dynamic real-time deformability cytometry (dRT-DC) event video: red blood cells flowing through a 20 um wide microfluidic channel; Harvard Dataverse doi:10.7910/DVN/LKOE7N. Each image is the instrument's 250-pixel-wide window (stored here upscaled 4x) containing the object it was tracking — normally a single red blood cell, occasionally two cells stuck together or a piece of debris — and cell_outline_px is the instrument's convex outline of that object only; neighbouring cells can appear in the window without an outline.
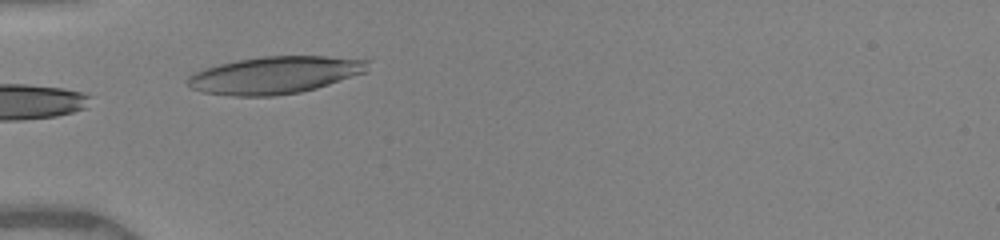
{"species": "human", "species_latin": "Homo sapiens", "temperature_condition": "warm", "stored_images_in_passage": 23, "camera_frame_rate_fps": 3000, "um_per_image_px": 0.085, "donor": {"sex": "female"}, "frame": {"image": 1, "passage_image": 1, "time_ms": 0.0, "image_size_px": [1000, 240], "cell_outline_px": [[368, 72], [316, 88], [300, 92], [272, 96], [236, 96], [204, 92], [192, 88], [184, 80], [192, 72], [204, 68], [236, 60], [264, 56], [324, 56], [368, 60]], "centroid_in_image_um": [23.35, 6.38], "position_along_channel_um": 61.7, "area_um2": 39.13}}